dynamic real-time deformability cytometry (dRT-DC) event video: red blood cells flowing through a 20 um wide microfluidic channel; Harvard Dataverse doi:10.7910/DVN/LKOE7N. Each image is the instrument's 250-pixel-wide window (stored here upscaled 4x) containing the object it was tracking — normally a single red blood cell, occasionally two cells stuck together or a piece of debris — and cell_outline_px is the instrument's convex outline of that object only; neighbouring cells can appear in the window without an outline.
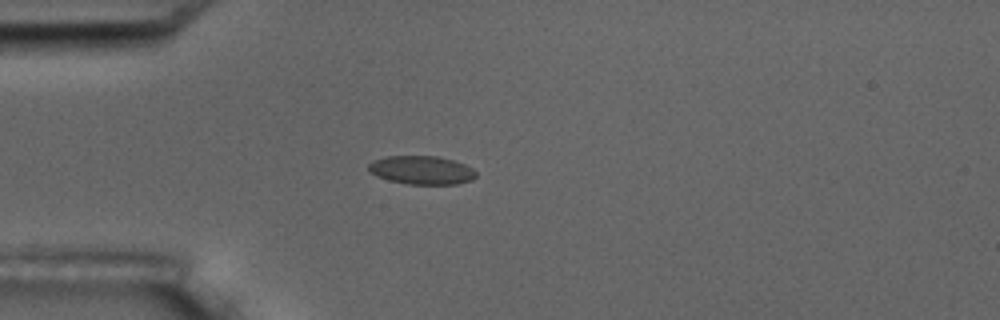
{"species": "common noctule bat (a hibernating species)", "species_latin": "Nyctalus noctula", "temperature_condition": "room temperature", "stored_images_in_passage": 2, "camera_frame_rate_fps": 3000, "um_per_image_px": 0.085, "animal": {"sex": "male", "body_mass_g": 17.5, "forearm_length_mm": 52.3}, "frame": {"image": 1, "passage_image": 2, "time_ms": 1.0, "image_size_px": [1000, 320], "cell_outline_px": [[476, 176], [472, 180], [456, 184], [408, 184], [388, 180], [376, 176], [368, 172], [368, 164], [372, 160], [384, 156], [436, 156], [452, 160], [464, 164], [472, 168], [476, 172]], "centroid_in_image_um": [35.79, 14.46], "position_along_channel_um": 49.2, "area_um2": 17.98}}